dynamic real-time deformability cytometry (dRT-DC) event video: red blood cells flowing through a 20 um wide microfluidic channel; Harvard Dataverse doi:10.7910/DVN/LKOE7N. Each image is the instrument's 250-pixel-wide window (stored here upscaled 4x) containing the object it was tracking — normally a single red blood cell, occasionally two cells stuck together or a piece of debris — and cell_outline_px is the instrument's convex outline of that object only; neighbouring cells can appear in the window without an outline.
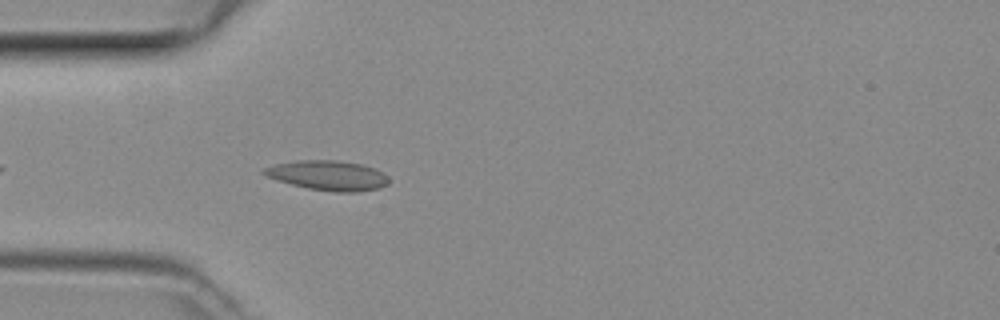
{"species": "common noctule bat (a hibernating species)", "species_latin": "Nyctalus noctula", "temperature_condition": "room temperature", "stored_images_in_passage": 24, "camera_frame_rate_fps": 3000, "um_per_image_px": 0.085, "animal": {"sex": "female", "body_mass_g": 29.2, "forearm_length_mm": 56.3}, "frame": {"image": 1, "passage_image": 4, "time_ms": 1.0, "image_size_px": [1000, 320], "cell_outline_px": [[388, 184], [380, 188], [356, 192], [336, 192], [308, 188], [276, 180], [260, 172], [264, 168], [276, 164], [296, 160], [336, 160], [360, 164], [376, 168], [384, 172], [388, 176]], "centroid_in_image_um": [27.91, 14.91], "position_along_channel_um": 57.1, "area_um2": 21.68}}
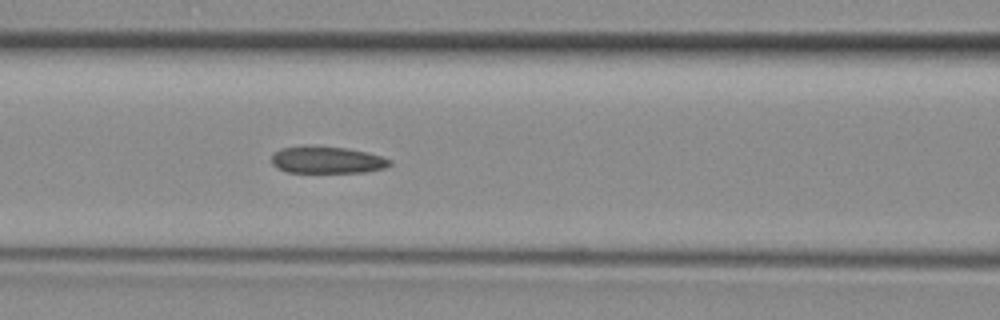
{"frame": {"image": 2, "passage_image": 10, "time_ms": 3.0, "image_size_px": [1000, 320], "cell_outline_px": [[392, 164], [384, 168], [368, 172], [288, 172], [276, 168], [272, 164], [272, 152], [280, 148], [304, 144], [312, 144], [348, 148], [380, 156], [392, 160]], "centroid_in_image_um": [27.74, 13.56], "position_along_channel_um": 138.9, "area_um2": 19.07}}
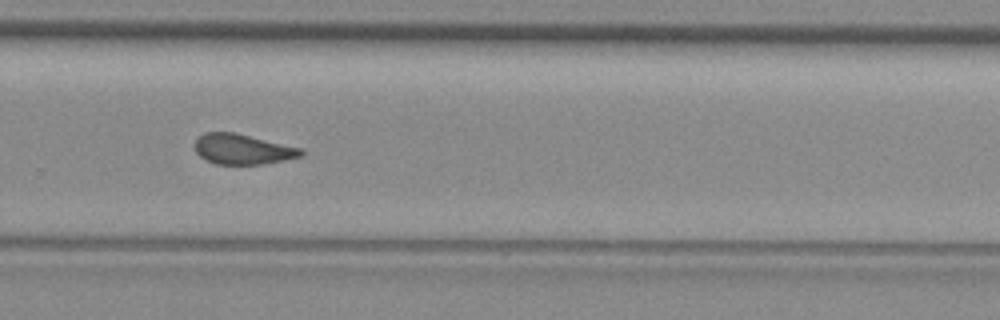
{"frame": {"image": 3, "passage_image": 22, "time_ms": 7.0, "image_size_px": [1000, 320], "cell_outline_px": [[304, 156], [284, 160], [260, 164], [216, 164], [200, 156], [196, 152], [196, 140], [204, 132], [236, 132], [304, 148]], "centroid_in_image_um": [20.69, 12.67], "position_along_channel_um": 309.1, "area_um2": 18.84}}